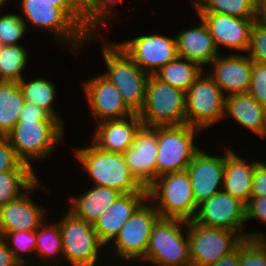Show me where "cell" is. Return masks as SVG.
<instances>
[{
  "mask_svg": "<svg viewBox=\"0 0 266 266\" xmlns=\"http://www.w3.org/2000/svg\"><path fill=\"white\" fill-rule=\"evenodd\" d=\"M16 5L23 12L21 18L27 27L29 22L33 27L53 33L56 41L69 48L71 53H79L80 48L95 42L93 38L98 37L85 34L82 2L21 1Z\"/></svg>",
  "mask_w": 266,
  "mask_h": 266,
  "instance_id": "6da1fadb",
  "label": "cell"
},
{
  "mask_svg": "<svg viewBox=\"0 0 266 266\" xmlns=\"http://www.w3.org/2000/svg\"><path fill=\"white\" fill-rule=\"evenodd\" d=\"M159 218L154 204L146 199L106 247L109 265L136 266L145 257L153 225Z\"/></svg>",
  "mask_w": 266,
  "mask_h": 266,
  "instance_id": "7a4b0ae2",
  "label": "cell"
},
{
  "mask_svg": "<svg viewBox=\"0 0 266 266\" xmlns=\"http://www.w3.org/2000/svg\"><path fill=\"white\" fill-rule=\"evenodd\" d=\"M66 126L59 120H18L6 135L17 157L33 168V162L46 159L62 144ZM63 140V141H62Z\"/></svg>",
  "mask_w": 266,
  "mask_h": 266,
  "instance_id": "3957f363",
  "label": "cell"
},
{
  "mask_svg": "<svg viewBox=\"0 0 266 266\" xmlns=\"http://www.w3.org/2000/svg\"><path fill=\"white\" fill-rule=\"evenodd\" d=\"M90 142L86 147L75 148L73 153L92 185L109 187L122 194L147 192L130 174L122 153L104 151Z\"/></svg>",
  "mask_w": 266,
  "mask_h": 266,
  "instance_id": "277c9868",
  "label": "cell"
},
{
  "mask_svg": "<svg viewBox=\"0 0 266 266\" xmlns=\"http://www.w3.org/2000/svg\"><path fill=\"white\" fill-rule=\"evenodd\" d=\"M101 52L106 65L105 73L118 89L125 104L139 113L145 101L146 85L149 74L144 72L115 42L108 43L101 35Z\"/></svg>",
  "mask_w": 266,
  "mask_h": 266,
  "instance_id": "5b68a950",
  "label": "cell"
},
{
  "mask_svg": "<svg viewBox=\"0 0 266 266\" xmlns=\"http://www.w3.org/2000/svg\"><path fill=\"white\" fill-rule=\"evenodd\" d=\"M143 264L191 266L187 221L160 217L153 225L145 257L136 266Z\"/></svg>",
  "mask_w": 266,
  "mask_h": 266,
  "instance_id": "8992f818",
  "label": "cell"
},
{
  "mask_svg": "<svg viewBox=\"0 0 266 266\" xmlns=\"http://www.w3.org/2000/svg\"><path fill=\"white\" fill-rule=\"evenodd\" d=\"M65 212L59 219L63 266H110L93 224Z\"/></svg>",
  "mask_w": 266,
  "mask_h": 266,
  "instance_id": "52a82bcc",
  "label": "cell"
},
{
  "mask_svg": "<svg viewBox=\"0 0 266 266\" xmlns=\"http://www.w3.org/2000/svg\"><path fill=\"white\" fill-rule=\"evenodd\" d=\"M147 199L161 218L192 221L198 209L186 170L157 177L147 188Z\"/></svg>",
  "mask_w": 266,
  "mask_h": 266,
  "instance_id": "ba28073f",
  "label": "cell"
},
{
  "mask_svg": "<svg viewBox=\"0 0 266 266\" xmlns=\"http://www.w3.org/2000/svg\"><path fill=\"white\" fill-rule=\"evenodd\" d=\"M186 92L150 75L143 108L138 113L144 126L186 124Z\"/></svg>",
  "mask_w": 266,
  "mask_h": 266,
  "instance_id": "9c48e42d",
  "label": "cell"
},
{
  "mask_svg": "<svg viewBox=\"0 0 266 266\" xmlns=\"http://www.w3.org/2000/svg\"><path fill=\"white\" fill-rule=\"evenodd\" d=\"M201 130L188 124L158 126V152L156 178L172 172L186 170L193 156L200 150L195 145Z\"/></svg>",
  "mask_w": 266,
  "mask_h": 266,
  "instance_id": "30bf717a",
  "label": "cell"
},
{
  "mask_svg": "<svg viewBox=\"0 0 266 266\" xmlns=\"http://www.w3.org/2000/svg\"><path fill=\"white\" fill-rule=\"evenodd\" d=\"M225 100L223 91L204 70L186 92V124L204 131L224 121Z\"/></svg>",
  "mask_w": 266,
  "mask_h": 266,
  "instance_id": "8fae6325",
  "label": "cell"
},
{
  "mask_svg": "<svg viewBox=\"0 0 266 266\" xmlns=\"http://www.w3.org/2000/svg\"><path fill=\"white\" fill-rule=\"evenodd\" d=\"M195 223L238 232L244 239L266 237V232L246 230L245 204L224 190L198 205ZM261 232V233H260Z\"/></svg>",
  "mask_w": 266,
  "mask_h": 266,
  "instance_id": "7c38bea8",
  "label": "cell"
},
{
  "mask_svg": "<svg viewBox=\"0 0 266 266\" xmlns=\"http://www.w3.org/2000/svg\"><path fill=\"white\" fill-rule=\"evenodd\" d=\"M191 266H210L234 251L244 238L235 231L187 221Z\"/></svg>",
  "mask_w": 266,
  "mask_h": 266,
  "instance_id": "4fadbf2b",
  "label": "cell"
},
{
  "mask_svg": "<svg viewBox=\"0 0 266 266\" xmlns=\"http://www.w3.org/2000/svg\"><path fill=\"white\" fill-rule=\"evenodd\" d=\"M116 44L149 75L155 74L178 57L176 37L156 32Z\"/></svg>",
  "mask_w": 266,
  "mask_h": 266,
  "instance_id": "5bb4252c",
  "label": "cell"
},
{
  "mask_svg": "<svg viewBox=\"0 0 266 266\" xmlns=\"http://www.w3.org/2000/svg\"><path fill=\"white\" fill-rule=\"evenodd\" d=\"M88 111L96 122L124 119L135 114L123 101L116 86L103 74L81 81Z\"/></svg>",
  "mask_w": 266,
  "mask_h": 266,
  "instance_id": "9a60e30c",
  "label": "cell"
},
{
  "mask_svg": "<svg viewBox=\"0 0 266 266\" xmlns=\"http://www.w3.org/2000/svg\"><path fill=\"white\" fill-rule=\"evenodd\" d=\"M158 126H142L134 142L123 153L130 174L145 189L156 179Z\"/></svg>",
  "mask_w": 266,
  "mask_h": 266,
  "instance_id": "2e32d148",
  "label": "cell"
},
{
  "mask_svg": "<svg viewBox=\"0 0 266 266\" xmlns=\"http://www.w3.org/2000/svg\"><path fill=\"white\" fill-rule=\"evenodd\" d=\"M40 180L14 201L0 206V233L34 231L47 219L48 209L36 204L31 197L39 188L44 189Z\"/></svg>",
  "mask_w": 266,
  "mask_h": 266,
  "instance_id": "e0dca14e",
  "label": "cell"
},
{
  "mask_svg": "<svg viewBox=\"0 0 266 266\" xmlns=\"http://www.w3.org/2000/svg\"><path fill=\"white\" fill-rule=\"evenodd\" d=\"M225 153L210 154L201 149L186 168L197 205L223 190Z\"/></svg>",
  "mask_w": 266,
  "mask_h": 266,
  "instance_id": "ac0fdd59",
  "label": "cell"
},
{
  "mask_svg": "<svg viewBox=\"0 0 266 266\" xmlns=\"http://www.w3.org/2000/svg\"><path fill=\"white\" fill-rule=\"evenodd\" d=\"M251 58L246 54H219L212 62L208 75L220 87L225 96L248 93L252 74Z\"/></svg>",
  "mask_w": 266,
  "mask_h": 266,
  "instance_id": "d6986e66",
  "label": "cell"
},
{
  "mask_svg": "<svg viewBox=\"0 0 266 266\" xmlns=\"http://www.w3.org/2000/svg\"><path fill=\"white\" fill-rule=\"evenodd\" d=\"M207 24L217 49L220 46L229 50L246 53L250 45L253 23L259 18H239L219 13H196Z\"/></svg>",
  "mask_w": 266,
  "mask_h": 266,
  "instance_id": "ffe728a7",
  "label": "cell"
},
{
  "mask_svg": "<svg viewBox=\"0 0 266 266\" xmlns=\"http://www.w3.org/2000/svg\"><path fill=\"white\" fill-rule=\"evenodd\" d=\"M96 124L91 141L104 151L122 154L132 145L136 133L143 126L138 113L124 119L104 120Z\"/></svg>",
  "mask_w": 266,
  "mask_h": 266,
  "instance_id": "44dd1931",
  "label": "cell"
},
{
  "mask_svg": "<svg viewBox=\"0 0 266 266\" xmlns=\"http://www.w3.org/2000/svg\"><path fill=\"white\" fill-rule=\"evenodd\" d=\"M146 199L147 192L122 194L98 217L93 226L99 241L105 247L115 239L123 225Z\"/></svg>",
  "mask_w": 266,
  "mask_h": 266,
  "instance_id": "7402d4cb",
  "label": "cell"
},
{
  "mask_svg": "<svg viewBox=\"0 0 266 266\" xmlns=\"http://www.w3.org/2000/svg\"><path fill=\"white\" fill-rule=\"evenodd\" d=\"M197 26L175 33L178 56L196 62L203 69L221 53L217 49L207 24L199 16Z\"/></svg>",
  "mask_w": 266,
  "mask_h": 266,
  "instance_id": "603a6c76",
  "label": "cell"
},
{
  "mask_svg": "<svg viewBox=\"0 0 266 266\" xmlns=\"http://www.w3.org/2000/svg\"><path fill=\"white\" fill-rule=\"evenodd\" d=\"M225 170L223 177V190L231 196L246 204L251 198L252 182L256 167V159L246 160L238 156L231 147L224 149ZM249 160V161H248Z\"/></svg>",
  "mask_w": 266,
  "mask_h": 266,
  "instance_id": "cb8c5ba5",
  "label": "cell"
},
{
  "mask_svg": "<svg viewBox=\"0 0 266 266\" xmlns=\"http://www.w3.org/2000/svg\"><path fill=\"white\" fill-rule=\"evenodd\" d=\"M234 118L236 123L245 127L260 139H266V107L249 93L233 94L226 97L224 118Z\"/></svg>",
  "mask_w": 266,
  "mask_h": 266,
  "instance_id": "d4e9b609",
  "label": "cell"
},
{
  "mask_svg": "<svg viewBox=\"0 0 266 266\" xmlns=\"http://www.w3.org/2000/svg\"><path fill=\"white\" fill-rule=\"evenodd\" d=\"M83 192L79 196H69L70 206L67 210L76 218L92 224L122 195L115 189L97 185Z\"/></svg>",
  "mask_w": 266,
  "mask_h": 266,
  "instance_id": "484cf974",
  "label": "cell"
},
{
  "mask_svg": "<svg viewBox=\"0 0 266 266\" xmlns=\"http://www.w3.org/2000/svg\"><path fill=\"white\" fill-rule=\"evenodd\" d=\"M45 221L36 229L35 266H63L59 219Z\"/></svg>",
  "mask_w": 266,
  "mask_h": 266,
  "instance_id": "4316f807",
  "label": "cell"
},
{
  "mask_svg": "<svg viewBox=\"0 0 266 266\" xmlns=\"http://www.w3.org/2000/svg\"><path fill=\"white\" fill-rule=\"evenodd\" d=\"M25 99L16 81H0V135L6 136L19 120Z\"/></svg>",
  "mask_w": 266,
  "mask_h": 266,
  "instance_id": "83f0119b",
  "label": "cell"
},
{
  "mask_svg": "<svg viewBox=\"0 0 266 266\" xmlns=\"http://www.w3.org/2000/svg\"><path fill=\"white\" fill-rule=\"evenodd\" d=\"M23 77L19 82L20 89L22 90L26 102L33 103L38 107L47 111L52 117L57 118L64 126L65 121L62 120L58 112L55 110L54 101L57 98V87L52 80L47 78L36 77L34 79ZM31 80V81H30Z\"/></svg>",
  "mask_w": 266,
  "mask_h": 266,
  "instance_id": "f1b7e54d",
  "label": "cell"
},
{
  "mask_svg": "<svg viewBox=\"0 0 266 266\" xmlns=\"http://www.w3.org/2000/svg\"><path fill=\"white\" fill-rule=\"evenodd\" d=\"M196 13H219L239 18H260L258 0H191Z\"/></svg>",
  "mask_w": 266,
  "mask_h": 266,
  "instance_id": "f546056e",
  "label": "cell"
},
{
  "mask_svg": "<svg viewBox=\"0 0 266 266\" xmlns=\"http://www.w3.org/2000/svg\"><path fill=\"white\" fill-rule=\"evenodd\" d=\"M203 71L196 62L178 56L153 75L160 81L187 92Z\"/></svg>",
  "mask_w": 266,
  "mask_h": 266,
  "instance_id": "4dcf8cb0",
  "label": "cell"
},
{
  "mask_svg": "<svg viewBox=\"0 0 266 266\" xmlns=\"http://www.w3.org/2000/svg\"><path fill=\"white\" fill-rule=\"evenodd\" d=\"M123 0H83L82 1V16L85 25V34L89 37L91 35H99V30L103 25L111 23V20L117 21L115 5ZM100 28V29H99ZM98 30V31H97ZM98 33V34H97Z\"/></svg>",
  "mask_w": 266,
  "mask_h": 266,
  "instance_id": "1f68e13d",
  "label": "cell"
},
{
  "mask_svg": "<svg viewBox=\"0 0 266 266\" xmlns=\"http://www.w3.org/2000/svg\"><path fill=\"white\" fill-rule=\"evenodd\" d=\"M21 44L4 45L0 52V81L19 82L23 78L29 55Z\"/></svg>",
  "mask_w": 266,
  "mask_h": 266,
  "instance_id": "d6a6232c",
  "label": "cell"
},
{
  "mask_svg": "<svg viewBox=\"0 0 266 266\" xmlns=\"http://www.w3.org/2000/svg\"><path fill=\"white\" fill-rule=\"evenodd\" d=\"M35 171H6L0 173V206L24 194L38 179Z\"/></svg>",
  "mask_w": 266,
  "mask_h": 266,
  "instance_id": "836d02e7",
  "label": "cell"
},
{
  "mask_svg": "<svg viewBox=\"0 0 266 266\" xmlns=\"http://www.w3.org/2000/svg\"><path fill=\"white\" fill-rule=\"evenodd\" d=\"M21 266H35L36 230L0 233Z\"/></svg>",
  "mask_w": 266,
  "mask_h": 266,
  "instance_id": "e575fe53",
  "label": "cell"
},
{
  "mask_svg": "<svg viewBox=\"0 0 266 266\" xmlns=\"http://www.w3.org/2000/svg\"><path fill=\"white\" fill-rule=\"evenodd\" d=\"M26 31L27 26L21 15L8 12L1 16L0 13V42L3 45L20 44Z\"/></svg>",
  "mask_w": 266,
  "mask_h": 266,
  "instance_id": "d590c367",
  "label": "cell"
},
{
  "mask_svg": "<svg viewBox=\"0 0 266 266\" xmlns=\"http://www.w3.org/2000/svg\"><path fill=\"white\" fill-rule=\"evenodd\" d=\"M240 266H266L264 237L245 238L240 243Z\"/></svg>",
  "mask_w": 266,
  "mask_h": 266,
  "instance_id": "8d00e7d4",
  "label": "cell"
},
{
  "mask_svg": "<svg viewBox=\"0 0 266 266\" xmlns=\"http://www.w3.org/2000/svg\"><path fill=\"white\" fill-rule=\"evenodd\" d=\"M246 54L252 61L266 65V21L262 17L253 23Z\"/></svg>",
  "mask_w": 266,
  "mask_h": 266,
  "instance_id": "74e56055",
  "label": "cell"
},
{
  "mask_svg": "<svg viewBox=\"0 0 266 266\" xmlns=\"http://www.w3.org/2000/svg\"><path fill=\"white\" fill-rule=\"evenodd\" d=\"M6 171H36L24 164L10 146L7 136L0 135V173Z\"/></svg>",
  "mask_w": 266,
  "mask_h": 266,
  "instance_id": "f35d334b",
  "label": "cell"
},
{
  "mask_svg": "<svg viewBox=\"0 0 266 266\" xmlns=\"http://www.w3.org/2000/svg\"><path fill=\"white\" fill-rule=\"evenodd\" d=\"M248 93L266 107V65L253 61Z\"/></svg>",
  "mask_w": 266,
  "mask_h": 266,
  "instance_id": "ab89813d",
  "label": "cell"
},
{
  "mask_svg": "<svg viewBox=\"0 0 266 266\" xmlns=\"http://www.w3.org/2000/svg\"><path fill=\"white\" fill-rule=\"evenodd\" d=\"M260 220L266 223V197L251 196L250 200L245 204V220Z\"/></svg>",
  "mask_w": 266,
  "mask_h": 266,
  "instance_id": "60d3db41",
  "label": "cell"
},
{
  "mask_svg": "<svg viewBox=\"0 0 266 266\" xmlns=\"http://www.w3.org/2000/svg\"><path fill=\"white\" fill-rule=\"evenodd\" d=\"M251 196L266 197V164L257 160Z\"/></svg>",
  "mask_w": 266,
  "mask_h": 266,
  "instance_id": "b9f144b4",
  "label": "cell"
},
{
  "mask_svg": "<svg viewBox=\"0 0 266 266\" xmlns=\"http://www.w3.org/2000/svg\"><path fill=\"white\" fill-rule=\"evenodd\" d=\"M19 120H58L52 117L47 111L33 103L26 102L19 115Z\"/></svg>",
  "mask_w": 266,
  "mask_h": 266,
  "instance_id": "7bdbcfd3",
  "label": "cell"
},
{
  "mask_svg": "<svg viewBox=\"0 0 266 266\" xmlns=\"http://www.w3.org/2000/svg\"><path fill=\"white\" fill-rule=\"evenodd\" d=\"M0 266H21L2 236H0Z\"/></svg>",
  "mask_w": 266,
  "mask_h": 266,
  "instance_id": "ee69618b",
  "label": "cell"
},
{
  "mask_svg": "<svg viewBox=\"0 0 266 266\" xmlns=\"http://www.w3.org/2000/svg\"><path fill=\"white\" fill-rule=\"evenodd\" d=\"M210 266H240V245L231 253L223 256Z\"/></svg>",
  "mask_w": 266,
  "mask_h": 266,
  "instance_id": "f6af8a7d",
  "label": "cell"
},
{
  "mask_svg": "<svg viewBox=\"0 0 266 266\" xmlns=\"http://www.w3.org/2000/svg\"><path fill=\"white\" fill-rule=\"evenodd\" d=\"M20 1H44V2H82L81 0H20Z\"/></svg>",
  "mask_w": 266,
  "mask_h": 266,
  "instance_id": "bcb514c9",
  "label": "cell"
},
{
  "mask_svg": "<svg viewBox=\"0 0 266 266\" xmlns=\"http://www.w3.org/2000/svg\"><path fill=\"white\" fill-rule=\"evenodd\" d=\"M261 17L266 21V7H260Z\"/></svg>",
  "mask_w": 266,
  "mask_h": 266,
  "instance_id": "7dc6e473",
  "label": "cell"
},
{
  "mask_svg": "<svg viewBox=\"0 0 266 266\" xmlns=\"http://www.w3.org/2000/svg\"><path fill=\"white\" fill-rule=\"evenodd\" d=\"M8 0H0V7L4 6L5 4L7 5Z\"/></svg>",
  "mask_w": 266,
  "mask_h": 266,
  "instance_id": "c3c4849f",
  "label": "cell"
},
{
  "mask_svg": "<svg viewBox=\"0 0 266 266\" xmlns=\"http://www.w3.org/2000/svg\"><path fill=\"white\" fill-rule=\"evenodd\" d=\"M264 252L266 254V237H264Z\"/></svg>",
  "mask_w": 266,
  "mask_h": 266,
  "instance_id": "681fc988",
  "label": "cell"
},
{
  "mask_svg": "<svg viewBox=\"0 0 266 266\" xmlns=\"http://www.w3.org/2000/svg\"><path fill=\"white\" fill-rule=\"evenodd\" d=\"M260 7H266V0L260 5Z\"/></svg>",
  "mask_w": 266,
  "mask_h": 266,
  "instance_id": "f907efd6",
  "label": "cell"
},
{
  "mask_svg": "<svg viewBox=\"0 0 266 266\" xmlns=\"http://www.w3.org/2000/svg\"><path fill=\"white\" fill-rule=\"evenodd\" d=\"M3 46L4 45L0 42V52L2 51Z\"/></svg>",
  "mask_w": 266,
  "mask_h": 266,
  "instance_id": "816d5d0a",
  "label": "cell"
},
{
  "mask_svg": "<svg viewBox=\"0 0 266 266\" xmlns=\"http://www.w3.org/2000/svg\"><path fill=\"white\" fill-rule=\"evenodd\" d=\"M265 0H258L259 4L261 5Z\"/></svg>",
  "mask_w": 266,
  "mask_h": 266,
  "instance_id": "f5cc1de1",
  "label": "cell"
}]
</instances>
